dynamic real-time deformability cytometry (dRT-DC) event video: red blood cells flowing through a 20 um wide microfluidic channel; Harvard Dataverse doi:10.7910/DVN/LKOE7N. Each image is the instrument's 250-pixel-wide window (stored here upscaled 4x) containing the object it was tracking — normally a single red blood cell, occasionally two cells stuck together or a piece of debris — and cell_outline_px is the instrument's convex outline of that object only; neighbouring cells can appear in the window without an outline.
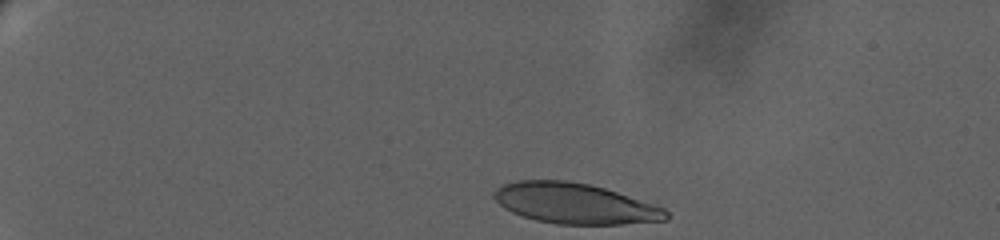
{"species": "human", "species_latin": "Homo sapiens", "temperature_condition": "warm", "stored_images_in_passage": 43, "camera_frame_rate_fps": 3000, "um_per_image_px": 0.085, "donor": {"sex": "female"}, "frame": {"image": 1, "passage_image": 1, "time_ms": 0.0, "image_size_px": [1000, 240], "cell_outline_px": [[668, 220], [620, 224], [556, 224], [536, 220], [512, 212], [504, 208], [492, 196], [492, 192], [496, 188], [504, 184], [516, 180], [568, 180], [588, 184], [604, 188], [664, 208], [668, 212]], "centroid_in_image_um": [48.82, 17.29], "position_along_channel_um": 36.2, "area_um2": 40.4}}
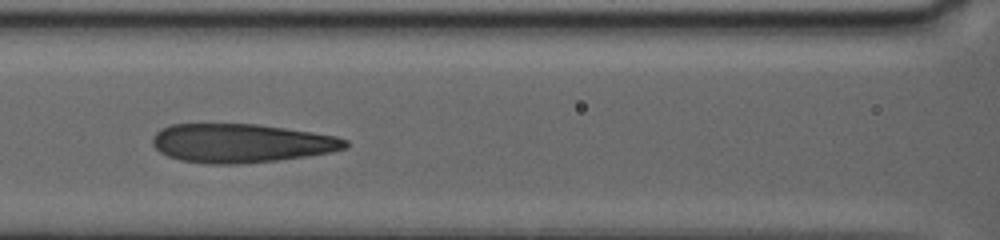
{"frame": {"image": 2, "passage_image": 37, "time_ms": 6.667, "image_size_px": [1000, 240], "cell_outline_px": [[348, 148], [332, 152], [276, 160], [236, 164], [208, 164], [180, 160], [168, 156], [160, 152], [152, 144], [152, 136], [160, 128], [172, 124], [256, 124], [312, 132], [336, 136], [348, 140]], "centroid_in_image_um": [20.48, 12.17], "position_along_channel_um": 146.1, "area_um2": 43.58}}
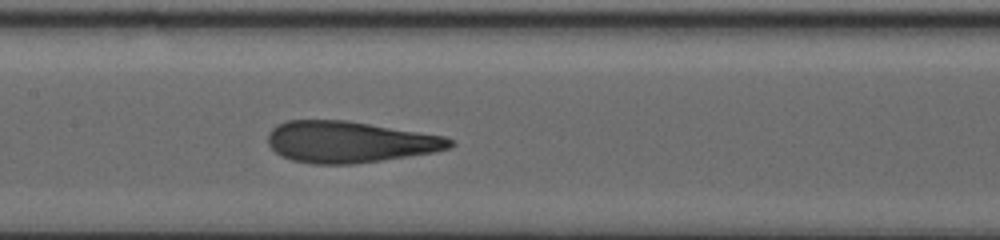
{"frame": {"image": 3, "passage_image": 42, "time_ms": 7.667, "image_size_px": [1000, 240], "cell_outline_px": [[456, 144], [452, 148], [432, 152], [408, 156], [352, 164], [312, 164], [292, 160], [280, 156], [268, 144], [268, 132], [276, 124], [284, 120], [348, 120], [444, 136], [456, 140]], "centroid_in_image_um": [29.7, 12.05], "position_along_channel_um": 177.7, "area_um2": 44.16}}